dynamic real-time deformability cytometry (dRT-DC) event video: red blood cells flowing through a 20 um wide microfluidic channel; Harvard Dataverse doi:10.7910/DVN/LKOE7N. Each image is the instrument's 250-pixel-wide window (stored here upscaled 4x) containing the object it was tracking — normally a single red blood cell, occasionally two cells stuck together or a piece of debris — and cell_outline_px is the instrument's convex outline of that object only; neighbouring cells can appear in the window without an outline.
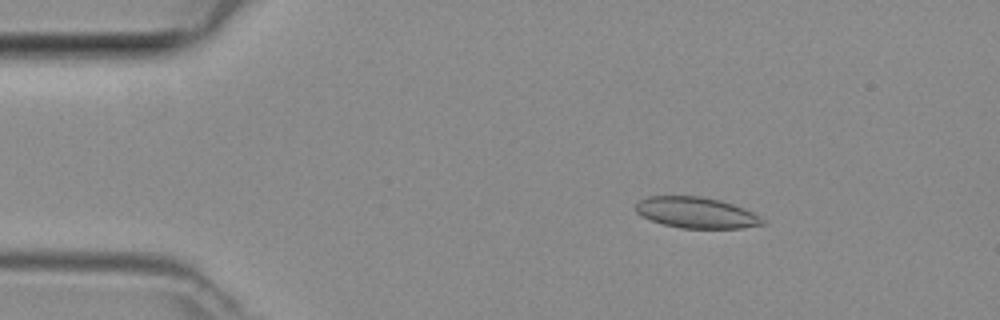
{"species": "common noctule bat (a hibernating species)", "species_latin": "Nyctalus noctula", "temperature_condition": "room temperature", "stored_images_in_passage": 4, "camera_frame_rate_fps": 3000, "um_per_image_px": 0.085, "animal": {"sex": "female", "body_mass_g": 29.2, "forearm_length_mm": 56.3}, "frame": {"image": 1, "passage_image": 2, "time_ms": 0.333, "image_size_px": [1000, 320], "cell_outline_px": [[768, 224], [744, 228], [680, 228], [664, 224], [640, 216], [636, 212], [636, 204], [640, 200], [648, 196], [700, 196], [720, 200], [744, 208], [752, 212], [764, 220]], "centroid_in_image_um": [59.2, 18.08], "position_along_channel_um": 25.8, "area_um2": 22.89}}